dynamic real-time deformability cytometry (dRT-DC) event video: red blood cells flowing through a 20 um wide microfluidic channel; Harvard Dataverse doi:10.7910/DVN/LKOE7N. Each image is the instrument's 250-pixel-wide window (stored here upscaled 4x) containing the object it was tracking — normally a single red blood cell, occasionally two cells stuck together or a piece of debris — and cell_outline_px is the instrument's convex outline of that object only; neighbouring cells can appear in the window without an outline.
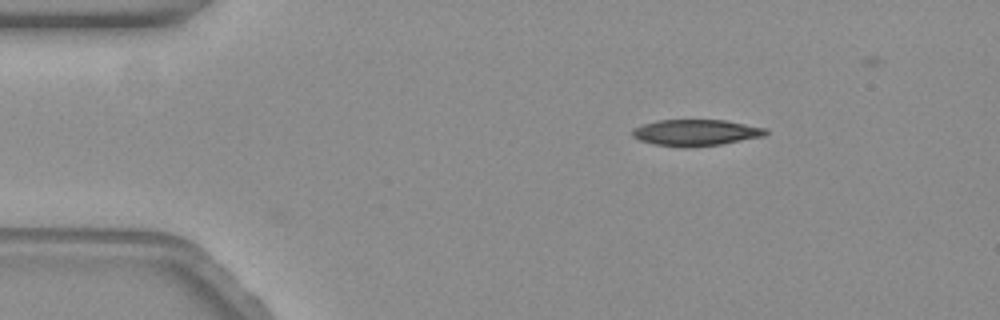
{"species": "common noctule bat (a hibernating species)", "species_latin": "Nyctalus noctula", "temperature_condition": "warm", "stored_images_in_passage": 39, "camera_frame_rate_fps": 3000, "um_per_image_px": 0.085, "animal": {"sex": "female", "body_mass_g": 19.3, "forearm_length_mm": 54.1}, "frame": {"image": 1, "passage_image": 1, "time_ms": 0.0, "image_size_px": [1000, 320], "cell_outline_px": [[768, 132], [764, 136], [720, 144], [656, 144], [640, 140], [632, 136], [632, 128], [640, 124], [656, 120], [724, 120], [768, 128]], "centroid_in_image_um": [59.15, 11.21], "position_along_channel_um": 25.8, "area_um2": 19.59}}
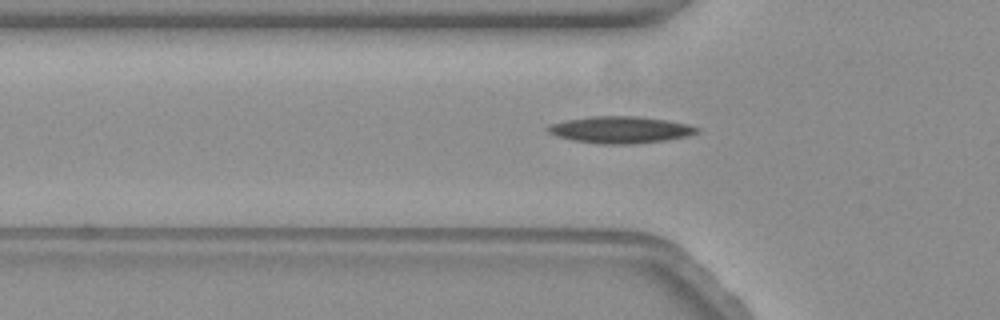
{"frame": {"image": 2, "passage_image": 11, "time_ms": 3.333, "image_size_px": [1000, 320], "cell_outline_px": [[700, 132], [688, 136], [668, 140], [636, 144], [604, 144], [572, 140], [556, 136], [548, 132], [544, 128], [548, 124], [564, 120], [592, 116], [636, 116], [664, 120], [688, 124], [700, 128]], "centroid_in_image_um": [52.71, 11.03], "position_along_channel_um": 73.1, "area_um2": 23.52}}
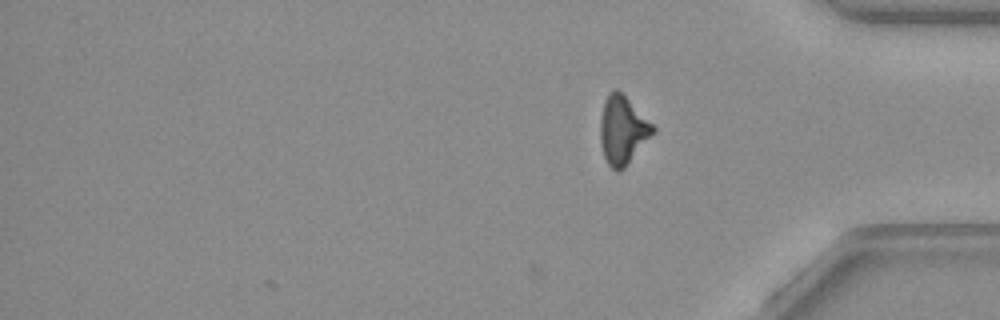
{"frame": {"image": 3, "passage_image": 39, "time_ms": 12.667, "image_size_px": [1000, 320], "cell_outline_px": [[656, 132], [624, 168], [616, 172], [608, 164], [604, 156], [600, 144], [600, 120], [604, 100], [608, 92], [616, 88], [656, 128]], "centroid_in_image_um": [52.91, 11.08], "position_along_channel_um": 382.3, "area_um2": 20.81}, "authors_computed_cell_mechanics": {"area_um2": 21.6172, "velocity_mm_per_s": 3.4404, "shape_relaxation_time_tau1_ms": 8.2689, "shape_relaxation_time_tau2_ms": null, "deformation_change_tau1": 0.2155, "deformation_change_tau2": null}}